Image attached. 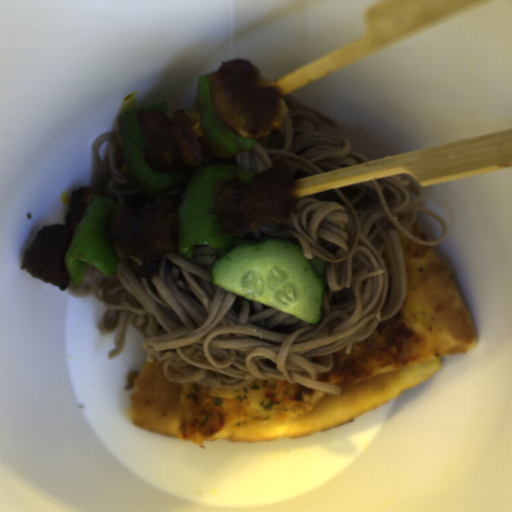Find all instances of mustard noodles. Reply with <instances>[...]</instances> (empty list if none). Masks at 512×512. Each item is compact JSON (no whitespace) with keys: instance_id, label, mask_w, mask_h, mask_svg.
Masks as SVG:
<instances>
[{"instance_id":"1","label":"mustard noodles","mask_w":512,"mask_h":512,"mask_svg":"<svg viewBox=\"0 0 512 512\" xmlns=\"http://www.w3.org/2000/svg\"><path fill=\"white\" fill-rule=\"evenodd\" d=\"M296 218L238 234L237 240L279 238L299 244L304 258L327 260L317 323L244 299L212 283L219 259L208 244L193 260L178 248L164 254L157 274L141 278L139 255L119 261L111 276L87 264L70 295L107 307L98 330L114 332L108 361L123 352L128 325L144 340L146 361L162 360L167 381L240 388L264 378L287 379L334 395L340 386L317 381L334 356L351 353L406 297L399 234L426 247L444 242L445 220L425 207L423 190L403 175L363 181L293 200ZM417 221L429 242L405 229Z\"/></svg>"},{"instance_id":"3","label":"mustard noodles","mask_w":512,"mask_h":512,"mask_svg":"<svg viewBox=\"0 0 512 512\" xmlns=\"http://www.w3.org/2000/svg\"><path fill=\"white\" fill-rule=\"evenodd\" d=\"M92 178L88 187L96 188L99 198L112 201L124 209L142 206L171 196H184L193 173L200 167L187 170L183 181L166 191L148 195L132 177L124 156L118 129L105 131L91 145Z\"/></svg>"},{"instance_id":"4","label":"mustard noodles","mask_w":512,"mask_h":512,"mask_svg":"<svg viewBox=\"0 0 512 512\" xmlns=\"http://www.w3.org/2000/svg\"><path fill=\"white\" fill-rule=\"evenodd\" d=\"M190 111L199 112L198 101L192 106Z\"/></svg>"},{"instance_id":"2","label":"mustard noodles","mask_w":512,"mask_h":512,"mask_svg":"<svg viewBox=\"0 0 512 512\" xmlns=\"http://www.w3.org/2000/svg\"><path fill=\"white\" fill-rule=\"evenodd\" d=\"M288 111L277 129L248 150L217 155L207 165L234 166L255 175L274 167L288 165L294 180L368 161L353 151L351 141L322 132L324 127L338 128V121L319 109L305 107L292 97H283Z\"/></svg>"}]
</instances>
